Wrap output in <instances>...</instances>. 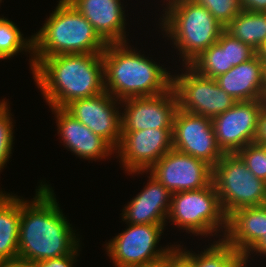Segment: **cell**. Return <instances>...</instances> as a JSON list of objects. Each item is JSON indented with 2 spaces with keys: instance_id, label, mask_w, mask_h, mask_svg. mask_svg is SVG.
<instances>
[{
  "instance_id": "obj_1",
  "label": "cell",
  "mask_w": 266,
  "mask_h": 267,
  "mask_svg": "<svg viewBox=\"0 0 266 267\" xmlns=\"http://www.w3.org/2000/svg\"><path fill=\"white\" fill-rule=\"evenodd\" d=\"M40 183L32 201L21 199L18 259L29 263L70 254L80 242L54 190Z\"/></svg>"
},
{
  "instance_id": "obj_2",
  "label": "cell",
  "mask_w": 266,
  "mask_h": 267,
  "mask_svg": "<svg viewBox=\"0 0 266 267\" xmlns=\"http://www.w3.org/2000/svg\"><path fill=\"white\" fill-rule=\"evenodd\" d=\"M31 73L50 107L65 108L105 91L102 54L54 55L44 58Z\"/></svg>"
},
{
  "instance_id": "obj_3",
  "label": "cell",
  "mask_w": 266,
  "mask_h": 267,
  "mask_svg": "<svg viewBox=\"0 0 266 267\" xmlns=\"http://www.w3.org/2000/svg\"><path fill=\"white\" fill-rule=\"evenodd\" d=\"M102 58L105 91L119 101L154 96L172 88L171 73L130 48L127 42L107 44Z\"/></svg>"
},
{
  "instance_id": "obj_4",
  "label": "cell",
  "mask_w": 266,
  "mask_h": 267,
  "mask_svg": "<svg viewBox=\"0 0 266 267\" xmlns=\"http://www.w3.org/2000/svg\"><path fill=\"white\" fill-rule=\"evenodd\" d=\"M33 36L34 68L61 54H102L107 43L68 0H59L53 13Z\"/></svg>"
},
{
  "instance_id": "obj_5",
  "label": "cell",
  "mask_w": 266,
  "mask_h": 267,
  "mask_svg": "<svg viewBox=\"0 0 266 267\" xmlns=\"http://www.w3.org/2000/svg\"><path fill=\"white\" fill-rule=\"evenodd\" d=\"M168 1V2H167ZM160 26L189 65L204 50L216 43L225 30L209 12L195 0H166ZM166 8V9H165Z\"/></svg>"
},
{
  "instance_id": "obj_6",
  "label": "cell",
  "mask_w": 266,
  "mask_h": 267,
  "mask_svg": "<svg viewBox=\"0 0 266 267\" xmlns=\"http://www.w3.org/2000/svg\"><path fill=\"white\" fill-rule=\"evenodd\" d=\"M167 219L196 236L217 235L221 228L225 235L227 229V215L222 209L213 181L199 190L173 193Z\"/></svg>"
},
{
  "instance_id": "obj_7",
  "label": "cell",
  "mask_w": 266,
  "mask_h": 267,
  "mask_svg": "<svg viewBox=\"0 0 266 267\" xmlns=\"http://www.w3.org/2000/svg\"><path fill=\"white\" fill-rule=\"evenodd\" d=\"M213 184L227 217L234 211L266 204V182L236 154H224L213 167Z\"/></svg>"
},
{
  "instance_id": "obj_8",
  "label": "cell",
  "mask_w": 266,
  "mask_h": 267,
  "mask_svg": "<svg viewBox=\"0 0 266 267\" xmlns=\"http://www.w3.org/2000/svg\"><path fill=\"white\" fill-rule=\"evenodd\" d=\"M185 67L186 72L172 77L180 110L213 119L237 102L215 79L199 74L190 65Z\"/></svg>"
},
{
  "instance_id": "obj_9",
  "label": "cell",
  "mask_w": 266,
  "mask_h": 267,
  "mask_svg": "<svg viewBox=\"0 0 266 267\" xmlns=\"http://www.w3.org/2000/svg\"><path fill=\"white\" fill-rule=\"evenodd\" d=\"M125 231L106 243V252L115 267H136L157 261L175 246L158 247L165 225L128 224ZM158 249V250H157Z\"/></svg>"
},
{
  "instance_id": "obj_10",
  "label": "cell",
  "mask_w": 266,
  "mask_h": 267,
  "mask_svg": "<svg viewBox=\"0 0 266 267\" xmlns=\"http://www.w3.org/2000/svg\"><path fill=\"white\" fill-rule=\"evenodd\" d=\"M173 128L121 131L115 149L125 171L130 174L147 172L163 155L173 149ZM118 150V151H117Z\"/></svg>"
},
{
  "instance_id": "obj_11",
  "label": "cell",
  "mask_w": 266,
  "mask_h": 267,
  "mask_svg": "<svg viewBox=\"0 0 266 267\" xmlns=\"http://www.w3.org/2000/svg\"><path fill=\"white\" fill-rule=\"evenodd\" d=\"M173 149L200 159L212 168L224 153L217 144L212 119L177 109L173 120Z\"/></svg>"
},
{
  "instance_id": "obj_12",
  "label": "cell",
  "mask_w": 266,
  "mask_h": 267,
  "mask_svg": "<svg viewBox=\"0 0 266 267\" xmlns=\"http://www.w3.org/2000/svg\"><path fill=\"white\" fill-rule=\"evenodd\" d=\"M264 99L238 101L212 119L217 144L224 154H234L253 143Z\"/></svg>"
},
{
  "instance_id": "obj_13",
  "label": "cell",
  "mask_w": 266,
  "mask_h": 267,
  "mask_svg": "<svg viewBox=\"0 0 266 267\" xmlns=\"http://www.w3.org/2000/svg\"><path fill=\"white\" fill-rule=\"evenodd\" d=\"M148 172L172 194L207 187L213 177L209 164L175 149L163 155Z\"/></svg>"
},
{
  "instance_id": "obj_14",
  "label": "cell",
  "mask_w": 266,
  "mask_h": 267,
  "mask_svg": "<svg viewBox=\"0 0 266 267\" xmlns=\"http://www.w3.org/2000/svg\"><path fill=\"white\" fill-rule=\"evenodd\" d=\"M118 101L104 91L93 97L72 101L64 109L116 149L121 140V113L116 106L121 101Z\"/></svg>"
},
{
  "instance_id": "obj_15",
  "label": "cell",
  "mask_w": 266,
  "mask_h": 267,
  "mask_svg": "<svg viewBox=\"0 0 266 267\" xmlns=\"http://www.w3.org/2000/svg\"><path fill=\"white\" fill-rule=\"evenodd\" d=\"M121 104L125 106L124 113H121V131L173 128L178 109L173 88L154 96L125 99Z\"/></svg>"
},
{
  "instance_id": "obj_16",
  "label": "cell",
  "mask_w": 266,
  "mask_h": 267,
  "mask_svg": "<svg viewBox=\"0 0 266 267\" xmlns=\"http://www.w3.org/2000/svg\"><path fill=\"white\" fill-rule=\"evenodd\" d=\"M51 109L55 113L58 134L64 146L72 153L85 160H99L115 152V149L105 139L94 134L64 108L51 107Z\"/></svg>"
},
{
  "instance_id": "obj_17",
  "label": "cell",
  "mask_w": 266,
  "mask_h": 267,
  "mask_svg": "<svg viewBox=\"0 0 266 267\" xmlns=\"http://www.w3.org/2000/svg\"><path fill=\"white\" fill-rule=\"evenodd\" d=\"M149 176L145 188L122 211V219L127 224H166L172 193L153 175Z\"/></svg>"
},
{
  "instance_id": "obj_18",
  "label": "cell",
  "mask_w": 266,
  "mask_h": 267,
  "mask_svg": "<svg viewBox=\"0 0 266 267\" xmlns=\"http://www.w3.org/2000/svg\"><path fill=\"white\" fill-rule=\"evenodd\" d=\"M107 43L127 42L125 10L120 0H68Z\"/></svg>"
},
{
  "instance_id": "obj_19",
  "label": "cell",
  "mask_w": 266,
  "mask_h": 267,
  "mask_svg": "<svg viewBox=\"0 0 266 267\" xmlns=\"http://www.w3.org/2000/svg\"><path fill=\"white\" fill-rule=\"evenodd\" d=\"M266 235V204L240 208L227 217L223 239L244 256Z\"/></svg>"
},
{
  "instance_id": "obj_20",
  "label": "cell",
  "mask_w": 266,
  "mask_h": 267,
  "mask_svg": "<svg viewBox=\"0 0 266 267\" xmlns=\"http://www.w3.org/2000/svg\"><path fill=\"white\" fill-rule=\"evenodd\" d=\"M265 64L255 55L249 61L233 66L225 74L215 78L228 95L238 101L264 99Z\"/></svg>"
},
{
  "instance_id": "obj_21",
  "label": "cell",
  "mask_w": 266,
  "mask_h": 267,
  "mask_svg": "<svg viewBox=\"0 0 266 267\" xmlns=\"http://www.w3.org/2000/svg\"><path fill=\"white\" fill-rule=\"evenodd\" d=\"M15 195L0 194V261L18 259L21 199Z\"/></svg>"
},
{
  "instance_id": "obj_22",
  "label": "cell",
  "mask_w": 266,
  "mask_h": 267,
  "mask_svg": "<svg viewBox=\"0 0 266 267\" xmlns=\"http://www.w3.org/2000/svg\"><path fill=\"white\" fill-rule=\"evenodd\" d=\"M215 242L200 254L192 253L189 250L185 251L181 245H177V247L194 267H244L243 256L230 244L223 238Z\"/></svg>"
},
{
  "instance_id": "obj_23",
  "label": "cell",
  "mask_w": 266,
  "mask_h": 267,
  "mask_svg": "<svg viewBox=\"0 0 266 267\" xmlns=\"http://www.w3.org/2000/svg\"><path fill=\"white\" fill-rule=\"evenodd\" d=\"M225 30L257 51L266 40V12L241 10Z\"/></svg>"
},
{
  "instance_id": "obj_24",
  "label": "cell",
  "mask_w": 266,
  "mask_h": 267,
  "mask_svg": "<svg viewBox=\"0 0 266 267\" xmlns=\"http://www.w3.org/2000/svg\"><path fill=\"white\" fill-rule=\"evenodd\" d=\"M23 50L31 53V59L29 60L31 71L33 72V36L25 39L15 23L5 17H0V60L14 57Z\"/></svg>"
},
{
  "instance_id": "obj_25",
  "label": "cell",
  "mask_w": 266,
  "mask_h": 267,
  "mask_svg": "<svg viewBox=\"0 0 266 267\" xmlns=\"http://www.w3.org/2000/svg\"><path fill=\"white\" fill-rule=\"evenodd\" d=\"M189 65L199 74L213 79L233 67L228 66L227 48H223L218 42L204 50Z\"/></svg>"
},
{
  "instance_id": "obj_26",
  "label": "cell",
  "mask_w": 266,
  "mask_h": 267,
  "mask_svg": "<svg viewBox=\"0 0 266 267\" xmlns=\"http://www.w3.org/2000/svg\"><path fill=\"white\" fill-rule=\"evenodd\" d=\"M7 101H0V170L4 168L5 164L12 154L13 143V119L11 118L10 110ZM0 171V172H1Z\"/></svg>"
},
{
  "instance_id": "obj_27",
  "label": "cell",
  "mask_w": 266,
  "mask_h": 267,
  "mask_svg": "<svg viewBox=\"0 0 266 267\" xmlns=\"http://www.w3.org/2000/svg\"><path fill=\"white\" fill-rule=\"evenodd\" d=\"M217 42L223 48H227L228 66H237L249 61L256 55V50L241 40L234 38L226 30L221 33Z\"/></svg>"
},
{
  "instance_id": "obj_28",
  "label": "cell",
  "mask_w": 266,
  "mask_h": 267,
  "mask_svg": "<svg viewBox=\"0 0 266 267\" xmlns=\"http://www.w3.org/2000/svg\"><path fill=\"white\" fill-rule=\"evenodd\" d=\"M236 154L257 178L266 182V146L250 143Z\"/></svg>"
},
{
  "instance_id": "obj_29",
  "label": "cell",
  "mask_w": 266,
  "mask_h": 267,
  "mask_svg": "<svg viewBox=\"0 0 266 267\" xmlns=\"http://www.w3.org/2000/svg\"><path fill=\"white\" fill-rule=\"evenodd\" d=\"M205 6L213 17L223 26H226L242 10L240 0H195Z\"/></svg>"
},
{
  "instance_id": "obj_30",
  "label": "cell",
  "mask_w": 266,
  "mask_h": 267,
  "mask_svg": "<svg viewBox=\"0 0 266 267\" xmlns=\"http://www.w3.org/2000/svg\"><path fill=\"white\" fill-rule=\"evenodd\" d=\"M81 245H78L70 254L56 258L45 259L33 263L34 267H74L78 250Z\"/></svg>"
},
{
  "instance_id": "obj_31",
  "label": "cell",
  "mask_w": 266,
  "mask_h": 267,
  "mask_svg": "<svg viewBox=\"0 0 266 267\" xmlns=\"http://www.w3.org/2000/svg\"><path fill=\"white\" fill-rule=\"evenodd\" d=\"M253 143L266 146V106L260 112L258 126Z\"/></svg>"
},
{
  "instance_id": "obj_32",
  "label": "cell",
  "mask_w": 266,
  "mask_h": 267,
  "mask_svg": "<svg viewBox=\"0 0 266 267\" xmlns=\"http://www.w3.org/2000/svg\"><path fill=\"white\" fill-rule=\"evenodd\" d=\"M240 7L250 12H266V0H240Z\"/></svg>"
},
{
  "instance_id": "obj_33",
  "label": "cell",
  "mask_w": 266,
  "mask_h": 267,
  "mask_svg": "<svg viewBox=\"0 0 266 267\" xmlns=\"http://www.w3.org/2000/svg\"><path fill=\"white\" fill-rule=\"evenodd\" d=\"M254 252H256V254L260 253L259 255L263 254L266 256V235L263 236L250 250L249 252H247L244 256H243V262H244V267H247V263L246 261H248V257Z\"/></svg>"
},
{
  "instance_id": "obj_34",
  "label": "cell",
  "mask_w": 266,
  "mask_h": 267,
  "mask_svg": "<svg viewBox=\"0 0 266 267\" xmlns=\"http://www.w3.org/2000/svg\"><path fill=\"white\" fill-rule=\"evenodd\" d=\"M136 267H173V250L163 258Z\"/></svg>"
},
{
  "instance_id": "obj_35",
  "label": "cell",
  "mask_w": 266,
  "mask_h": 267,
  "mask_svg": "<svg viewBox=\"0 0 266 267\" xmlns=\"http://www.w3.org/2000/svg\"><path fill=\"white\" fill-rule=\"evenodd\" d=\"M173 267H194L178 250V247L173 249Z\"/></svg>"
},
{
  "instance_id": "obj_36",
  "label": "cell",
  "mask_w": 266,
  "mask_h": 267,
  "mask_svg": "<svg viewBox=\"0 0 266 267\" xmlns=\"http://www.w3.org/2000/svg\"><path fill=\"white\" fill-rule=\"evenodd\" d=\"M0 267H34L32 263L23 260L0 261Z\"/></svg>"
},
{
  "instance_id": "obj_37",
  "label": "cell",
  "mask_w": 266,
  "mask_h": 267,
  "mask_svg": "<svg viewBox=\"0 0 266 267\" xmlns=\"http://www.w3.org/2000/svg\"><path fill=\"white\" fill-rule=\"evenodd\" d=\"M256 55L260 58V60L266 64V40L261 44V46L257 49Z\"/></svg>"
},
{
  "instance_id": "obj_38",
  "label": "cell",
  "mask_w": 266,
  "mask_h": 267,
  "mask_svg": "<svg viewBox=\"0 0 266 267\" xmlns=\"http://www.w3.org/2000/svg\"><path fill=\"white\" fill-rule=\"evenodd\" d=\"M263 96H266V64H265V75H264V88H263Z\"/></svg>"
}]
</instances>
